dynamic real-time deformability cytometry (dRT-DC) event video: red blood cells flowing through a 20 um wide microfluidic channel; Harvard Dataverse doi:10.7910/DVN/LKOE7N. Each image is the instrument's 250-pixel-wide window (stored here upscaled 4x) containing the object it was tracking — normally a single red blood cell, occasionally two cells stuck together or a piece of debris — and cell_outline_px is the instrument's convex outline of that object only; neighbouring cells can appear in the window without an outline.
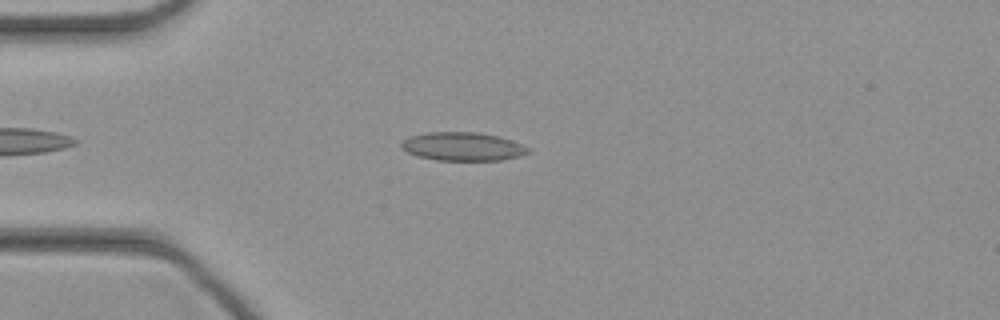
{"species": "common noctule bat (a hibernating species)", "species_latin": "Nyctalus noctula", "temperature_condition": "cold", "stored_images_in_passage": 33, "camera_frame_rate_fps": 3000, "um_per_image_px": 0.085, "animal": {"sex": "female", "body_mass_g": 21.9}, "frame": {"image": 1, "passage_image": 7, "time_ms": 2.0, "image_size_px": [1000, 320], "cell_outline_px": [[532, 148], [528, 152], [520, 156], [500, 160], [436, 160], [420, 156], [408, 152], [400, 148], [400, 144], [404, 140], [412, 136], [428, 132], [476, 132], [496, 136], [512, 140]], "centroid_in_image_um": [39.36, 12.45], "position_along_channel_um": 45.6, "area_um2": 20.87}}
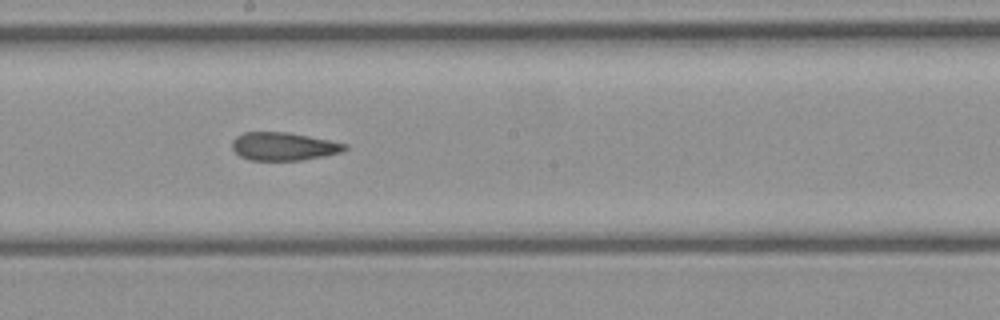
{"frame": {"image": 2, "passage_image": 20, "time_ms": 6.333, "image_size_px": [1000, 320], "cell_outline_px": [[348, 148], [344, 152], [324, 156], [300, 160], [248, 160], [240, 156], [232, 148], [232, 140], [236, 136], [244, 132], [288, 132], [348, 144]], "centroid_in_image_um": [24.11, 12.44], "position_along_channel_um": 224.1, "area_um2": 18.5}}
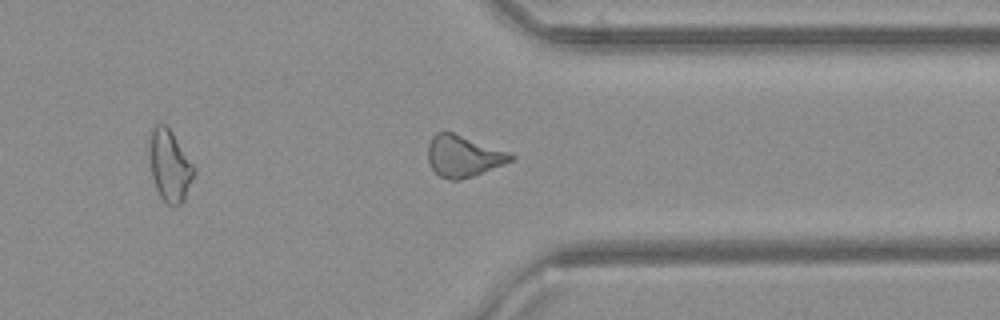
{"frame": {"image": 3, "passage_image": 30, "time_ms": 9.667, "image_size_px": [1000, 320], "cell_outline_px": [[516, 156], [512, 160], [504, 164], [472, 176], [460, 180], [448, 180], [440, 176], [432, 168], [428, 160], [428, 144], [432, 136], [436, 132], [452, 132], [512, 152]], "centroid_in_image_um": [39.4, 13.26], "position_along_channel_um": 372.0, "area_um2": 20.06}}